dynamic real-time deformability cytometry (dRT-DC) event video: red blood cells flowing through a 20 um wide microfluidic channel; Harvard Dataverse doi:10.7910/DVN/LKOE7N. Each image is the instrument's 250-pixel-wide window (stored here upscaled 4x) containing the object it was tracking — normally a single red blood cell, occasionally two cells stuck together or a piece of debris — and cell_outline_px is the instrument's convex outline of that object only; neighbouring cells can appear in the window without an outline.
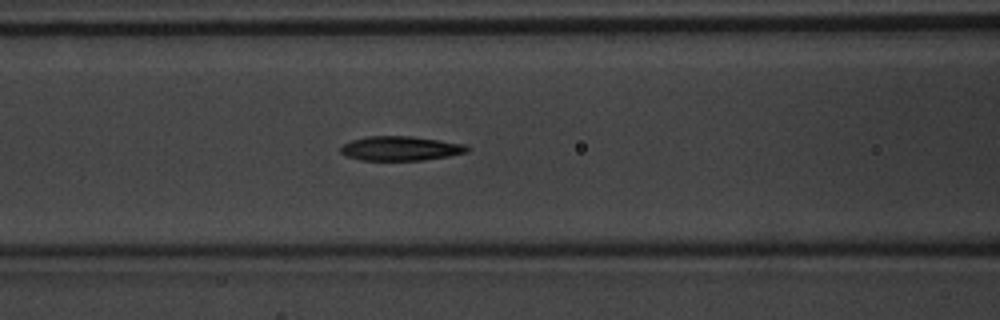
{"species": "common noctule bat (a hibernating species)", "species_latin": "Nyctalus noctula", "temperature_condition": "warm", "stored_images_in_passage": 44, "camera_frame_rate_fps": 3000, "um_per_image_px": 0.085, "animal": {"sex": "male", "body_mass_g": 20.1, "forearm_length_mm": 53.5}, "frame": {"image": 1, "passage_image": 19, "time_ms": 6.0, "image_size_px": [1000, 320], "cell_outline_px": [[472, 148], [468, 152], [448, 156], [424, 160], [360, 160], [344, 156], [340, 152], [340, 148], [344, 144], [352, 140], [368, 136], [412, 136], [440, 140], [464, 144]], "centroid_in_image_um": [34.05, 12.62], "position_along_channel_um": 132.5, "area_um2": 18.09}}